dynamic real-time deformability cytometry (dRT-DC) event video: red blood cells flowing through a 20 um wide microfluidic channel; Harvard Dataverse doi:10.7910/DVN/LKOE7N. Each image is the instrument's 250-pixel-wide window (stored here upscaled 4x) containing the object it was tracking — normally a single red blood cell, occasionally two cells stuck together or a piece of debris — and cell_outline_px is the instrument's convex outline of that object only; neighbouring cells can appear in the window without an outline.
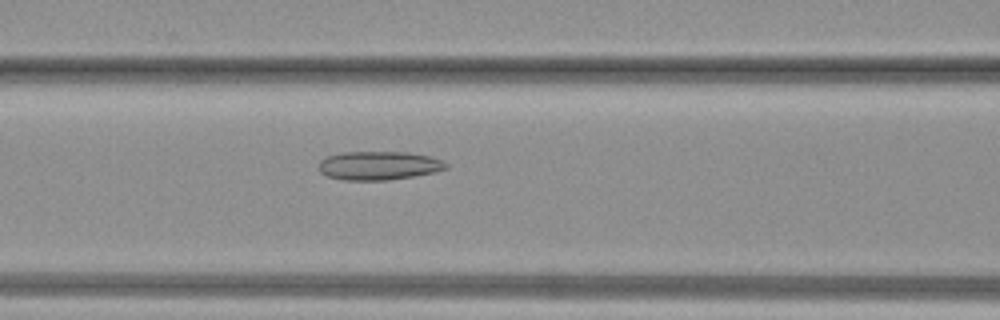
{"species": "common noctule bat (a hibernating species)", "species_latin": "Nyctalus noctula", "temperature_condition": "warm", "stored_images_in_passage": 31, "camera_frame_rate_fps": 3000, "um_per_image_px": 0.085, "animal": {"sex": "female", "body_mass_g": 19.3, "forearm_length_mm": 54.1}, "frame": {"image": 1, "passage_image": 15, "time_ms": 4.667, "image_size_px": [1000, 320], "cell_outline_px": [[448, 168], [432, 172], [412, 176], [388, 180], [344, 180], [328, 176], [320, 172], [320, 160], [328, 156], [344, 152], [408, 152], [428, 156], [440, 160], [448, 164]], "centroid_in_image_um": [32.18, 14.07], "position_along_channel_um": 134.4, "area_um2": 20.98}}
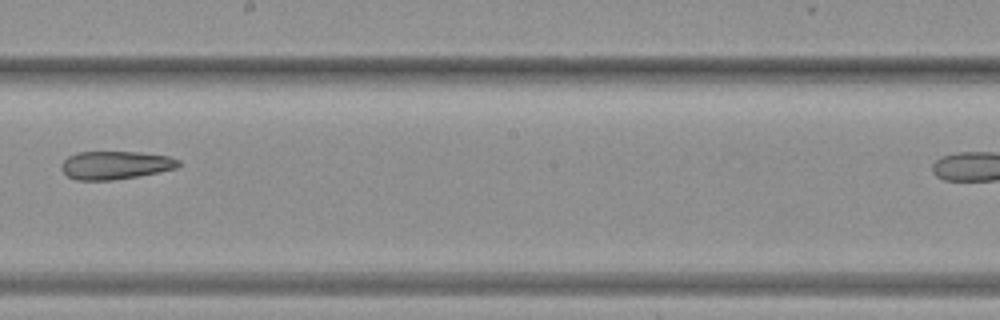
{"frame": {"image": 2, "passage_image": 21, "time_ms": 6.667, "image_size_px": [1000, 320], "cell_outline_px": [[180, 164], [176, 168], [160, 172], [112, 180], [76, 180], [68, 176], [60, 168], [60, 164], [68, 156], [76, 152], [140, 152], [168, 156], [180, 160]], "centroid_in_image_um": [9.79, 14.03], "position_along_channel_um": 238.4, "area_um2": 19.25}}
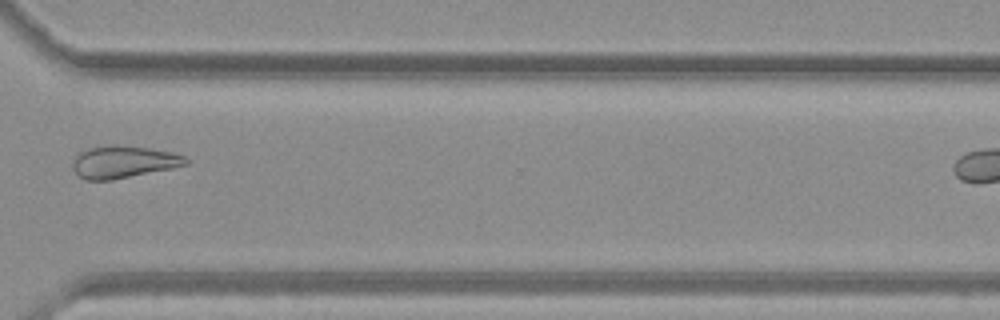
{"frame": {"image": 3, "passage_image": 28, "time_ms": 9.0, "image_size_px": [1000, 320], "cell_outline_px": [[188, 164], [172, 168], [112, 180], [84, 180], [72, 168], [72, 160], [80, 152], [88, 148], [108, 144], [112, 144], [148, 148], [172, 152], [184, 156], [188, 160]], "centroid_in_image_um": [10.46, 13.76], "position_along_channel_um": 360.1, "area_um2": 21.27}}